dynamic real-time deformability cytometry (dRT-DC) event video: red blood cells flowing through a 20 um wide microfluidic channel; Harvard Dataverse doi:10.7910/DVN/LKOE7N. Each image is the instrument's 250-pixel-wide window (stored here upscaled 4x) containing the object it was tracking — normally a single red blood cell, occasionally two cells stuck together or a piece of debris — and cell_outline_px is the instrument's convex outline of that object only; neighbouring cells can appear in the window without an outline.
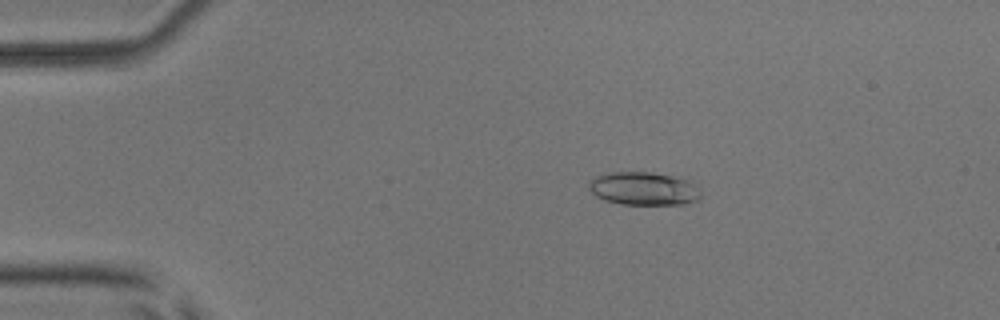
{"species": "common noctule bat (a hibernating species)", "species_latin": "Nyctalus noctula", "temperature_condition": "room temperature", "stored_images_in_passage": 43, "camera_frame_rate_fps": 3000, "um_per_image_px": 0.085, "animal": {"sex": "male", "body_mass_g": 17.9, "forearm_length_mm": 54.2}, "frame": {"image": 1, "passage_image": 11, "time_ms": 3.333, "image_size_px": [1000, 320], "cell_outline_px": [[700, 200], [684, 204], [620, 204], [604, 200], [596, 196], [588, 188], [588, 184], [596, 176], [612, 172], [652, 172], [688, 180], [692, 184], [700, 196]], "centroid_in_image_um": [54.66, 16.04], "position_along_channel_um": 30.3, "area_um2": 21.33}}
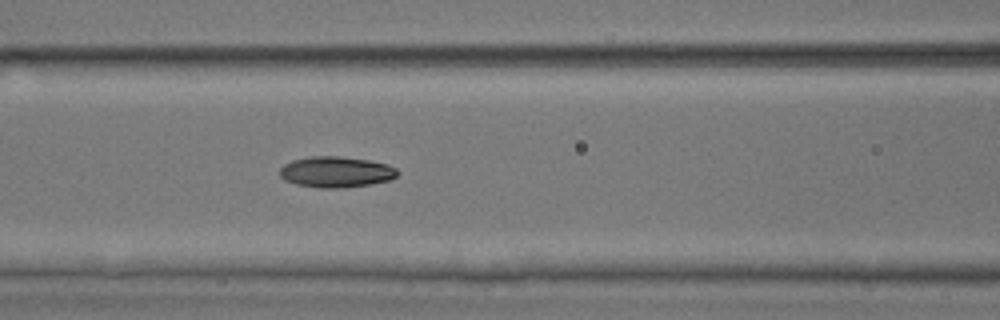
{"frame": {"image": 2, "passage_image": 24, "time_ms": 7.667, "image_size_px": [1000, 320], "cell_outline_px": [[400, 172], [396, 176], [388, 180], [372, 184], [344, 188], [320, 188], [296, 184], [284, 180], [280, 176], [280, 168], [284, 164], [292, 160], [308, 156], [336, 156], [368, 160], [388, 164], [396, 168]], "centroid_in_image_um": [28.56, 14.62], "position_along_channel_um": 138.0, "area_um2": 21.33}}
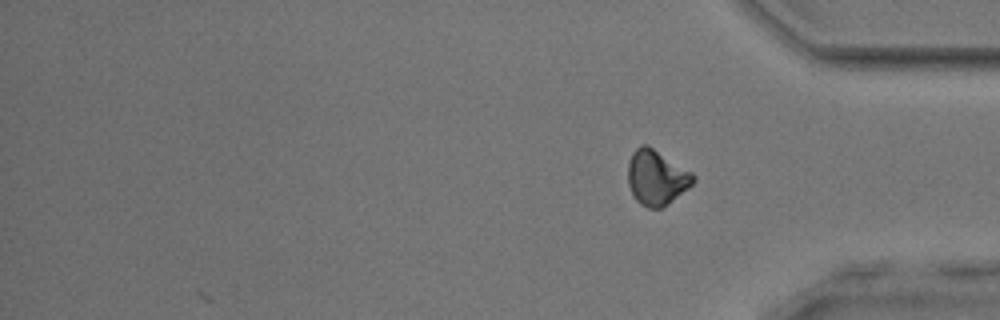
{"frame": {"image": 3, "passage_image": 43, "time_ms": 14.0, "image_size_px": [1000, 320], "cell_outline_px": [[696, 180], [688, 188], [668, 204], [660, 208], [648, 208], [640, 204], [636, 200], [628, 184], [628, 164], [632, 152], [640, 144], [648, 144], [692, 172], [696, 176]], "centroid_in_image_um": [55.8, 15.07], "position_along_channel_um": 379.4, "area_um2": 21.04}, "authors_computed_cell_mechanics": {"area_um2": 20.9814, "velocity_mm_per_s": 3.9024, "shape_relaxation_time_tau1_ms": 3.9903, "shape_relaxation_time_tau2_ms": 8.0523, "deformation_change_tau1": 0.116, "deformation_change_tau2": 0.1377}}